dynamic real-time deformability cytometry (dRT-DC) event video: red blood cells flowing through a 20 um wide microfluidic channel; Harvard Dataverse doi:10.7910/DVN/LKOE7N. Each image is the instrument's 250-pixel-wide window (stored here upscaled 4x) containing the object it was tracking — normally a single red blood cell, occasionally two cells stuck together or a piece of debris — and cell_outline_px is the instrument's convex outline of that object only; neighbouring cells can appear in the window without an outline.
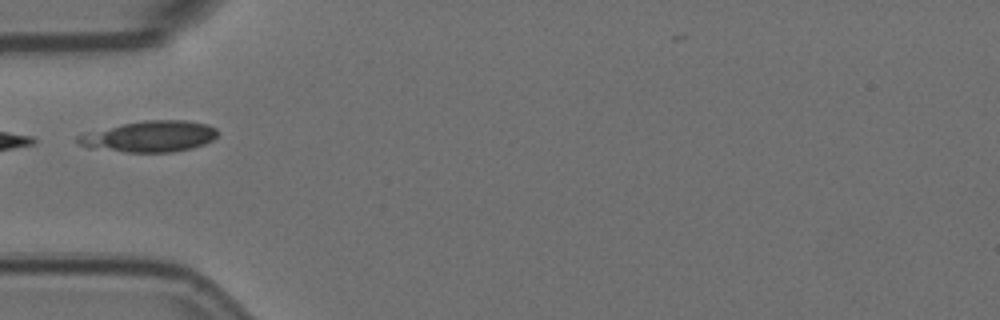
{"species": "Egyptian fruit bat (a non-hibernating species)", "species_latin": "Rousettus aegyptiacus", "temperature_condition": "room temperature", "stored_images_in_passage": 9, "camera_frame_rate_fps": 3000, "um_per_image_px": 0.085, "animal": {"sex": "female"}, "frame": {"image": 1, "passage_image": 1, "time_ms": 0.0, "image_size_px": [1000, 320], "cell_outline_px": [[220, 132], [212, 140], [204, 144], [192, 148], [172, 152], [124, 152], [88, 148], [76, 144], [76, 136], [80, 132], [144, 120], [184, 120], [208, 124], [216, 128]], "centroid_in_image_um": [12.65, 11.6], "position_along_channel_um": 72.3, "area_um2": 25.78}}